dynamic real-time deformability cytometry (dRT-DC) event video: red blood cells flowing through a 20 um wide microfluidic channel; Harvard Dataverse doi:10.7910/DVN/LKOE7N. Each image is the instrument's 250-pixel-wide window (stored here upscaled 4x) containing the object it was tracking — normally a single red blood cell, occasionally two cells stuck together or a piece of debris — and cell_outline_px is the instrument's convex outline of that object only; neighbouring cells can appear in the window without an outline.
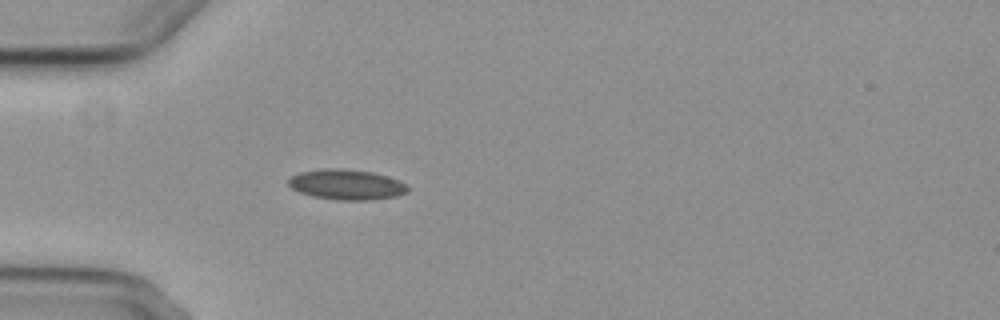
{"species": "common noctule bat (a hibernating species)", "species_latin": "Nyctalus noctula", "temperature_condition": "cold", "stored_images_in_passage": 4, "camera_frame_rate_fps": 3000, "um_per_image_px": 0.085, "animal": {"sex": "female", "body_mass_g": 29.2, "forearm_length_mm": 56.3}, "frame": {"image": 1, "passage_image": 4, "time_ms": 4.333, "image_size_px": [1000, 320], "cell_outline_px": [[408, 192], [396, 196], [372, 200], [336, 200], [312, 196], [300, 192], [292, 188], [288, 184], [288, 180], [292, 176], [300, 172], [324, 168], [340, 168], [372, 172], [388, 176], [408, 184]], "centroid_in_image_um": [29.48, 15.69], "position_along_channel_um": 55.5, "area_um2": 21.15}}